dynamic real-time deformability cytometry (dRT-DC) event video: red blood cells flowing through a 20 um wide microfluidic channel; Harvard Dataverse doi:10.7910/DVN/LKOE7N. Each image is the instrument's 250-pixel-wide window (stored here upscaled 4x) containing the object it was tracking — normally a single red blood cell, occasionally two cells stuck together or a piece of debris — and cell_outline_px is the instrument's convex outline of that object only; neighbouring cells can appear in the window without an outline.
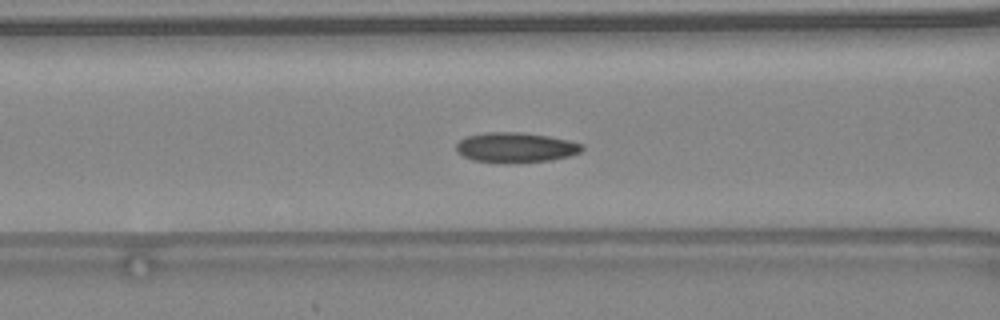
{"species": "common noctule bat (a hibernating species)", "species_latin": "Nyctalus noctula", "temperature_condition": "warm", "stored_images_in_passage": 33, "camera_frame_rate_fps": 3000, "um_per_image_px": 0.085, "animal": {"sex": "female", "body_mass_g": 24.6, "forearm_length_mm": 56.2}, "frame": {"image": 1, "passage_image": 13, "time_ms": 4.0, "image_size_px": [1000, 320], "cell_outline_px": [[584, 148], [580, 152], [568, 156], [552, 160], [472, 160], [456, 152], [456, 144], [464, 136], [484, 132], [524, 132], [548, 136], [568, 140], [584, 144]], "centroid_in_image_um": [43.83, 12.47], "position_along_channel_um": 122.8, "area_um2": 21.27}, "authors_computed_cell_mechanics": {"area_um2": 21.2704, "velocity_mm_per_s": 4.5567, "shape_relaxation_time_tau1_ms": 4.2447, "shape_relaxation_time_tau2_ms": 2.0031, "deformation_change_tau1": 0.1141, "deformation_change_tau2": 0.0713}}